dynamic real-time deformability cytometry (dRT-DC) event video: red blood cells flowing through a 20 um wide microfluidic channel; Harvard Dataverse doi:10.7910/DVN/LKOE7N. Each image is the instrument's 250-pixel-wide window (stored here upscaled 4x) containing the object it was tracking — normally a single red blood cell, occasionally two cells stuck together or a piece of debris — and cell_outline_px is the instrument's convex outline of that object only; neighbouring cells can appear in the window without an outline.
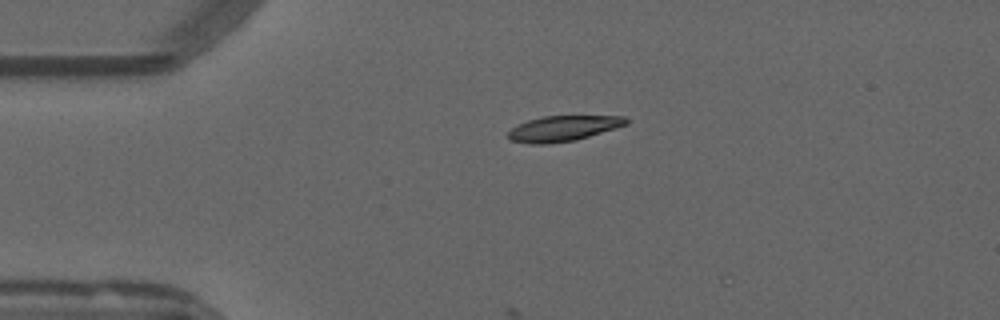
{"species": "common noctule bat (a hibernating species)", "species_latin": "Nyctalus noctula", "temperature_condition": "warm", "stored_images_in_passage": 5, "camera_frame_rate_fps": 3000, "um_per_image_px": 0.085, "animal": {"sex": "male", "forearm_length_mm": 52.5}, "frame": {"image": 1, "passage_image": 1, "time_ms": 0.0, "image_size_px": [1000, 320], "cell_outline_px": [[628, 124], [616, 128], [576, 140], [548, 144], [528, 144], [512, 140], [508, 136], [508, 132], [512, 128], [528, 120], [544, 116], [624, 116], [628, 120]], "centroid_in_image_um": [47.88, 10.92], "position_along_channel_um": 37.1, "area_um2": 17.4}}